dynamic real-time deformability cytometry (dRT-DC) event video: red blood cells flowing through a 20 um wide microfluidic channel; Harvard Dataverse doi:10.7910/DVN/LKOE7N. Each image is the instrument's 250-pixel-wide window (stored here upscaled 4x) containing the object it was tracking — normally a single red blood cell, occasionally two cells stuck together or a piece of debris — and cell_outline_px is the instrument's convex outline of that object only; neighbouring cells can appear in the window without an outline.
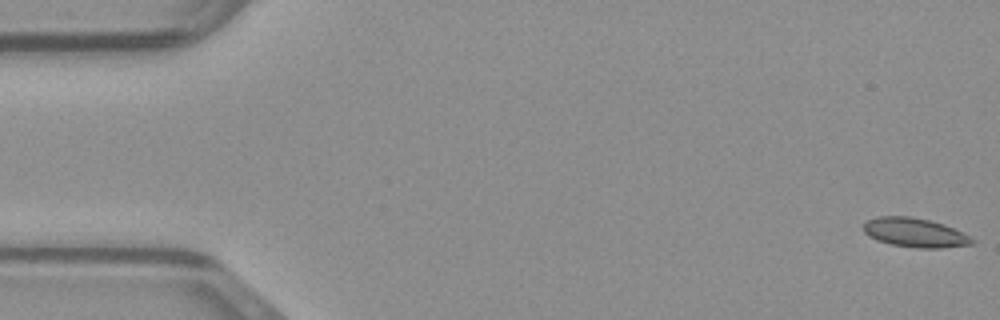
{"species": "common noctule bat (a hibernating species)", "species_latin": "Nyctalus noctula", "temperature_condition": "warm", "stored_images_in_passage": 48, "camera_frame_rate_fps": 3000, "um_per_image_px": 0.085, "animal": {"sex": "male", "body_mass_g": 23.1, "forearm_length_mm": 52.7}, "frame": {"image": 1, "passage_image": 1, "time_ms": 0.0, "image_size_px": [1000, 320], "cell_outline_px": [[976, 244], [940, 248], [916, 248], [892, 244], [876, 240], [868, 236], [864, 232], [864, 224], [868, 220], [876, 216], [912, 216], [944, 224], [972, 236], [976, 240]], "centroid_in_image_um": [77.81, 19.78], "position_along_channel_um": 7.2, "area_um2": 18.67}}
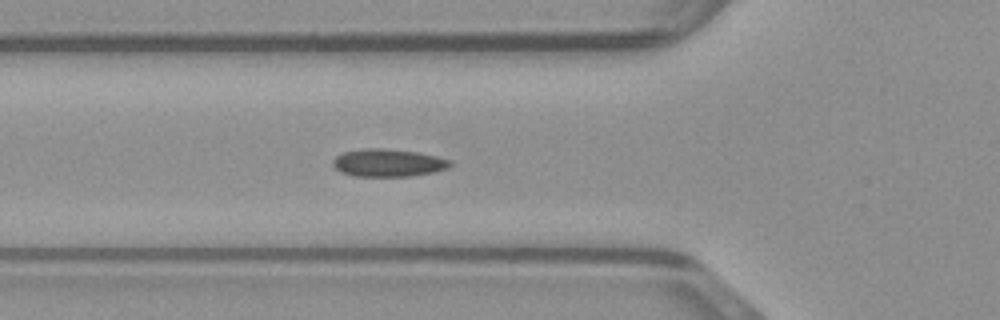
{"frame": {"image": 2, "passage_image": 17, "time_ms": 5.333, "image_size_px": [1000, 320], "cell_outline_px": [[452, 164], [448, 168], [436, 172], [412, 176], [352, 176], [340, 172], [332, 164], [332, 160], [336, 156], [344, 152], [364, 148], [384, 148], [420, 152], [452, 160]], "centroid_in_image_um": [33.02, 13.84], "position_along_channel_um": 92.8, "area_um2": 19.19}}
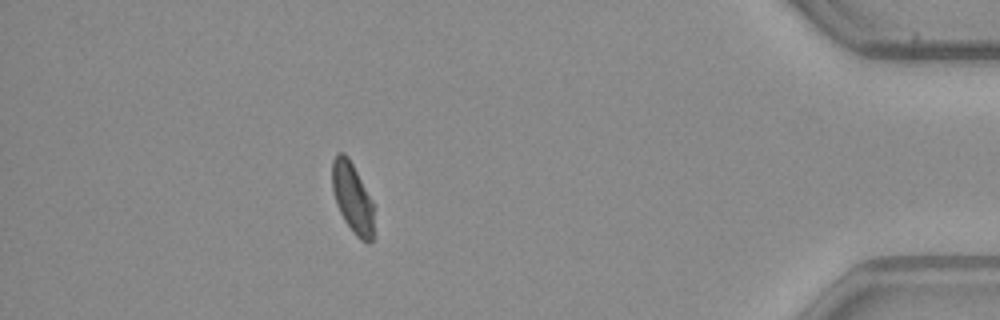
{"frame": {"image": 3, "passage_image": 43, "time_ms": 14.0, "image_size_px": [1000, 320], "cell_outline_px": [[372, 240], [368, 244], [360, 240], [356, 236], [344, 220], [336, 204], [332, 188], [332, 160], [336, 152], [344, 152], [348, 156], [372, 200]], "centroid_in_image_um": [29.92, 16.78], "position_along_channel_um": 405.3, "area_um2": 16.94}}